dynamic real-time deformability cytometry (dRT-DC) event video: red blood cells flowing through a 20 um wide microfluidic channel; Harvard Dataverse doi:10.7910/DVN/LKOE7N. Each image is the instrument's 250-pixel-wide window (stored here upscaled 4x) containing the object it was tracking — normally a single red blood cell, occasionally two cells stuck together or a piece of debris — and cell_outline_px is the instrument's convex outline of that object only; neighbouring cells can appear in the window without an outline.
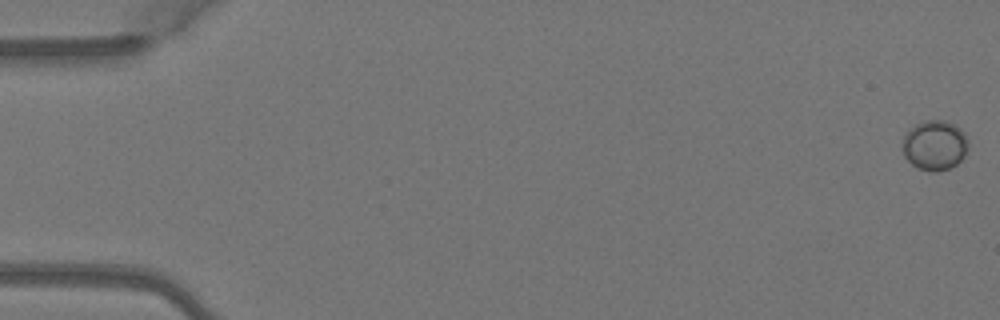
{"species": "Egyptian fruit bat (a non-hibernating species)", "species_latin": "Rousettus aegyptiacus", "temperature_condition": "warm", "stored_images_in_passage": 5, "camera_frame_rate_fps": 3000, "um_per_image_px": 0.085, "animal": {"sex": "female"}, "frame": {"image": 1, "passage_image": 1, "time_ms": 0.0, "image_size_px": [1000, 320], "cell_outline_px": [[968, 148], [964, 156], [956, 164], [948, 168], [936, 172], [932, 172], [916, 168], [904, 156], [900, 148], [900, 144], [904, 136], [916, 124], [924, 120], [948, 120], [956, 124], [964, 132], [968, 140]], "centroid_in_image_um": [79.44, 12.34], "position_along_channel_um": 5.6, "area_um2": 19.48}}
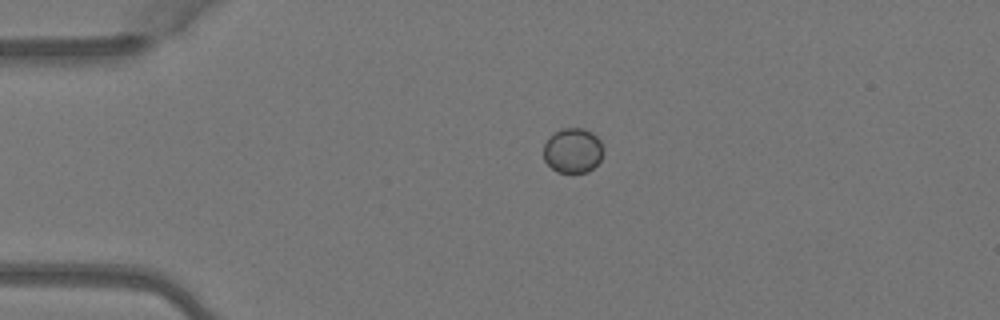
{"frame": {"image": 2, "passage_image": 4, "time_ms": 1.0, "image_size_px": [1000, 320], "cell_outline_px": [[604, 152], [600, 160], [588, 172], [556, 172], [544, 160], [544, 144], [556, 132], [564, 128], [584, 128], [592, 132], [600, 140], [604, 148]], "centroid_in_image_um": [48.72, 12.8], "position_along_channel_um": 36.3, "area_um2": 15.55}}